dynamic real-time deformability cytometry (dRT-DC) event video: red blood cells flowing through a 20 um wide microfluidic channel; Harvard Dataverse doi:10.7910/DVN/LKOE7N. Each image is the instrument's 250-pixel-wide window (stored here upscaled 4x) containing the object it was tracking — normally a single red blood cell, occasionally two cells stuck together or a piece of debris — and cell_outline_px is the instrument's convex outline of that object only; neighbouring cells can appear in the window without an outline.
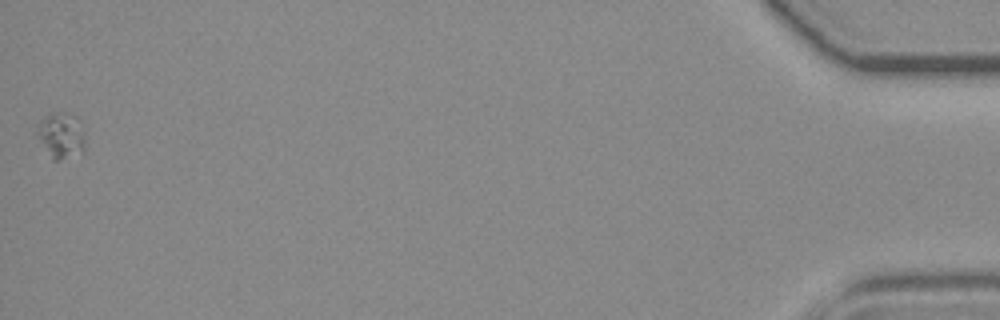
{"species": "common noctule bat (a hibernating species)", "species_latin": "Nyctalus noctula", "temperature_condition": "room temperature", "stored_images_in_passage": 38, "camera_frame_rate_fps": 3000, "um_per_image_px": 0.085, "animal": {"sex": "female", "body_mass_g": 19.3, "forearm_length_mm": 54.1}, "frame": {"image": 1, "passage_image": 38, "time_ms": 12.333, "image_size_px": [1000, 320], "cell_outline_px": [[84, 148], [56, 160], [52, 160], [40, 140], [36, 132], [40, 120], [48, 112], [64, 112], [76, 116], [80, 120], [84, 132]], "centroid_in_image_um": [5.17, 11.41], "position_along_channel_um": 430.0, "area_um2": 12.48}}